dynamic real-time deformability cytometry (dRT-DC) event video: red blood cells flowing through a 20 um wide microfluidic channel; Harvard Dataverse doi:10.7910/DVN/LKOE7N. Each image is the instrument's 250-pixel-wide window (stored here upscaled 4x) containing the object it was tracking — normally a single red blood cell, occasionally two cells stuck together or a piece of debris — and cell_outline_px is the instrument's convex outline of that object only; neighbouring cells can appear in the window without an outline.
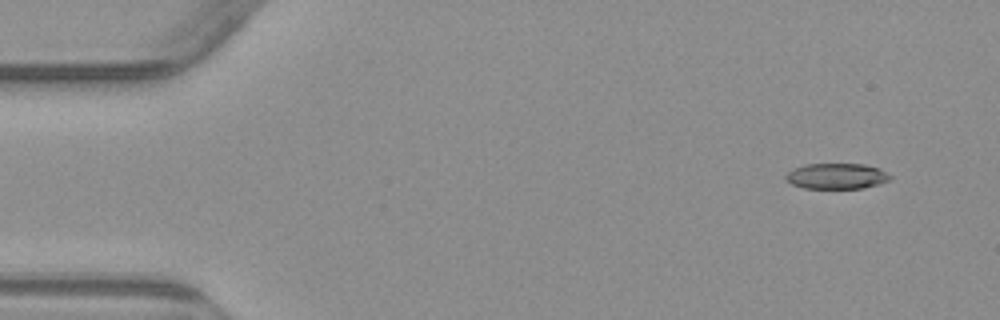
{"species": "common noctule bat (a hibernating species)", "species_latin": "Nyctalus noctula", "temperature_condition": "warm", "stored_images_in_passage": 4, "camera_frame_rate_fps": 3000, "um_per_image_px": 0.085, "animal": {"sex": "male", "body_mass_g": 23.1, "forearm_length_mm": 52.7}, "frame": {"image": 1, "passage_image": 2, "time_ms": 1.0, "image_size_px": [1000, 320], "cell_outline_px": [[892, 180], [880, 184], [864, 188], [804, 188], [792, 184], [784, 180], [784, 176], [788, 172], [804, 164], [864, 164], [880, 168], [892, 176]], "centroid_in_image_um": [71.15, 14.97], "position_along_channel_um": 13.9, "area_um2": 15.78}}